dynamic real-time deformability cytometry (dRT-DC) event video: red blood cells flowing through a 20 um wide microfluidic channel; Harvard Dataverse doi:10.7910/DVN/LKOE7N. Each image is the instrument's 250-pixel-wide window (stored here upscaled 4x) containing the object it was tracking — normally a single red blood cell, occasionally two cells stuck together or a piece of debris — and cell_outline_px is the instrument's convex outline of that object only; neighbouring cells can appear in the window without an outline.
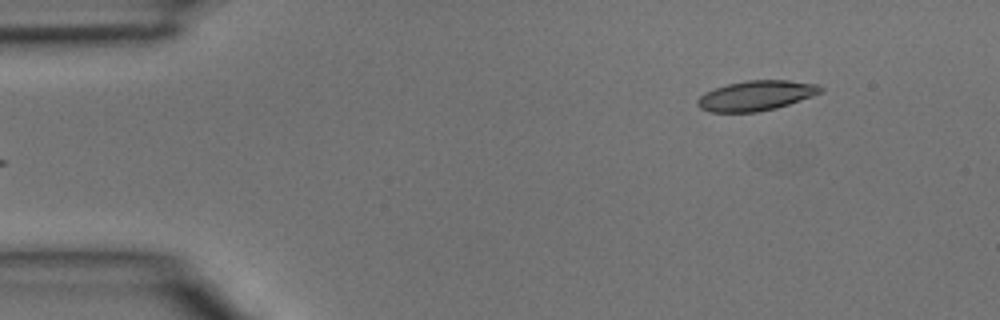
{"species": "common noctule bat (a hibernating species)", "species_latin": "Nyctalus noctula", "temperature_condition": "room temperature", "stored_images_in_passage": 3, "segment_of_instrument_passage": [2, 2], "camera_frame_rate_fps": 3000, "um_per_image_px": 0.085, "animal": {"sex": "male", "body_mass_g": 15.6}, "frame": {"image": 1, "passage_image": 3, "time_ms": 0.667, "image_size_px": [1000, 320], "cell_outline_px": [[824, 88], [820, 92], [812, 96], [776, 108], [756, 112], [708, 112], [700, 108], [696, 104], [696, 100], [704, 92], [728, 84], [748, 80], [788, 80], [820, 84]], "centroid_in_image_um": [64.25, 8.12], "position_along_channel_um": 20.7, "area_um2": 21.5}}